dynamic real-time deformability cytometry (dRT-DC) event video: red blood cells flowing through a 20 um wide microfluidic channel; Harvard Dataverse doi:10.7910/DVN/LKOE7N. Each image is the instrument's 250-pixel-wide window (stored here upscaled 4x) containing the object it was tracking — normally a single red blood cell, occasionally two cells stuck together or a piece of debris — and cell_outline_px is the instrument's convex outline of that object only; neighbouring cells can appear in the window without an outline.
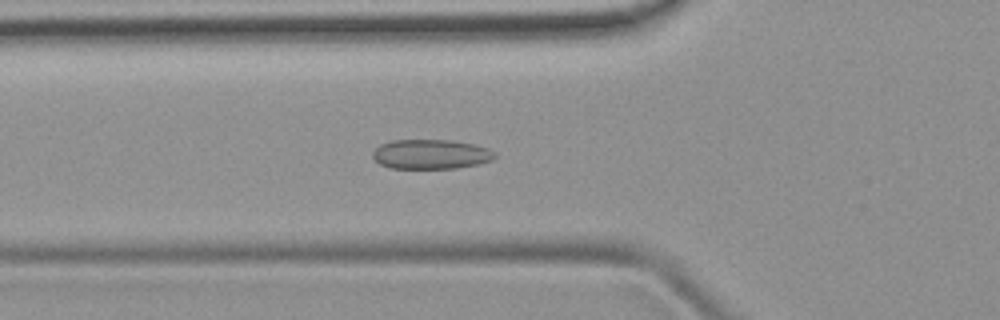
{"species": "common noctule bat (a hibernating species)", "species_latin": "Nyctalus noctula", "temperature_condition": "room temperature", "stored_images_in_passage": 49, "camera_frame_rate_fps": 3000, "um_per_image_px": 0.085, "animal": {"sex": "female", "body_mass_g": 19.9}, "frame": {"image": 1, "passage_image": 17, "time_ms": 5.333, "image_size_px": [1000, 320], "cell_outline_px": [[496, 156], [492, 160], [476, 164], [456, 168], [392, 168], [380, 164], [372, 156], [372, 152], [380, 144], [392, 140], [448, 140], [476, 144], [488, 148], [496, 152]], "centroid_in_image_um": [36.63, 13.1], "position_along_channel_um": 89.2, "area_um2": 21.04}}
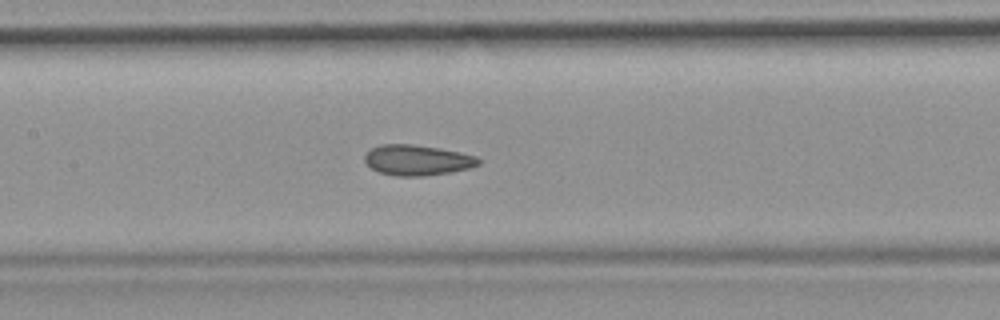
{"frame": {"image": 2, "passage_image": 23, "time_ms": 7.333, "image_size_px": [1000, 320], "cell_outline_px": [[480, 164], [472, 168], [452, 172], [424, 176], [396, 176], [380, 172], [372, 168], [364, 160], [364, 156], [372, 148], [380, 144], [412, 144], [440, 148], [460, 152], [476, 156], [480, 160]], "centroid_in_image_um": [35.5, 13.61], "position_along_channel_um": 171.9, "area_um2": 20.29}}
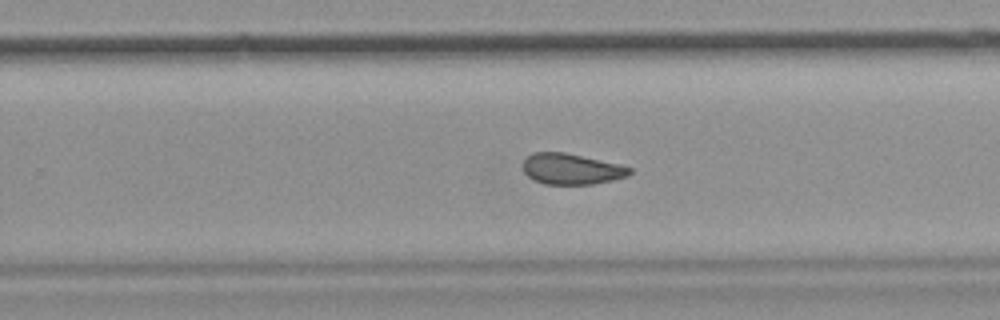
{"frame": {"image": 3, "passage_image": 31, "time_ms": 10.0, "image_size_px": [1000, 320], "cell_outline_px": [[632, 172], [628, 176], [612, 180], [592, 184], [544, 184], [532, 180], [524, 172], [524, 160], [532, 152], [564, 152], [620, 164], [632, 168]], "centroid_in_image_um": [48.57, 14.36], "position_along_channel_um": 281.2, "area_um2": 19.19}}